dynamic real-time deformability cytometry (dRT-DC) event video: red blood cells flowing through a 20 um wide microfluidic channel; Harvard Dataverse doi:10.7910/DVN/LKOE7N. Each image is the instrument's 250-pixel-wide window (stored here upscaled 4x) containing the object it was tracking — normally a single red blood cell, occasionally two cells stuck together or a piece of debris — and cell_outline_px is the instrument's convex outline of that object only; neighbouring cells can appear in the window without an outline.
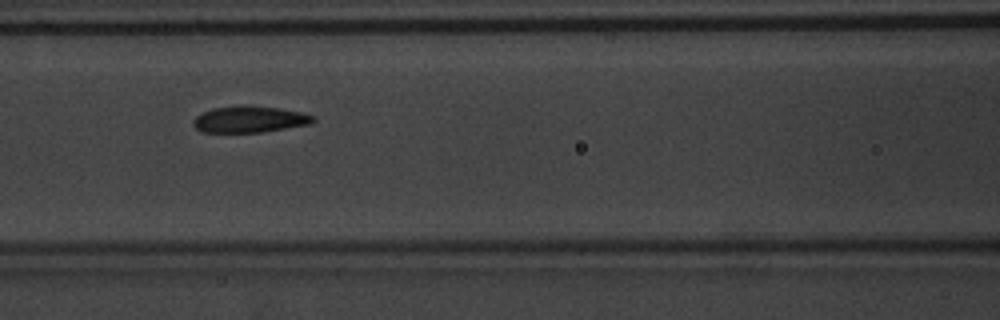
{"species": "common noctule bat (a hibernating species)", "species_latin": "Nyctalus noctula", "temperature_condition": "warm", "stored_images_in_passage": 36, "camera_frame_rate_fps": 3000, "um_per_image_px": 0.085, "animal": {"sex": "male", "body_mass_g": 20.1, "forearm_length_mm": 53.5}, "frame": {"image": 1, "passage_image": 13, "time_ms": 4.0, "image_size_px": [1000, 320], "cell_outline_px": [[316, 120], [312, 124], [260, 132], [200, 132], [192, 124], [192, 120], [196, 116], [212, 108], [244, 104], [280, 108], [300, 112], [316, 116]], "centroid_in_image_um": [21.22, 10.13], "position_along_channel_um": 145.4, "area_um2": 18.73}}
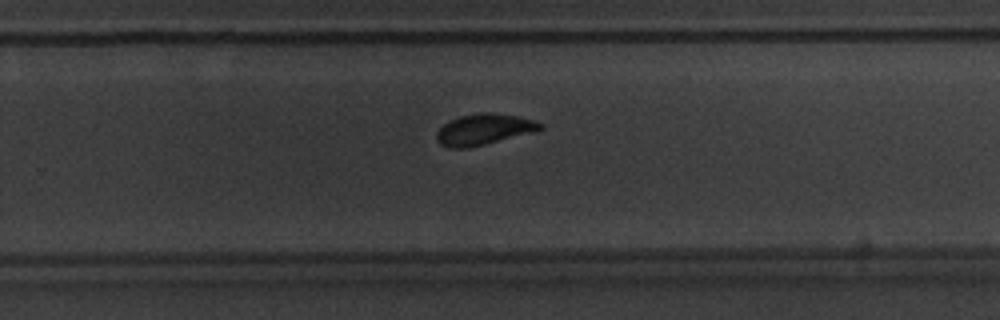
{"frame": {"image": 2, "passage_image": 24, "time_ms": 7.667, "image_size_px": [1000, 320], "cell_outline_px": [[544, 128], [532, 132], [468, 148], [448, 148], [440, 144], [436, 140], [436, 132], [448, 120], [460, 116], [480, 112], [488, 112], [516, 116], [536, 120], [544, 124]], "centroid_in_image_um": [41.1, 10.99], "position_along_channel_um": 288.7, "area_um2": 18.67}}
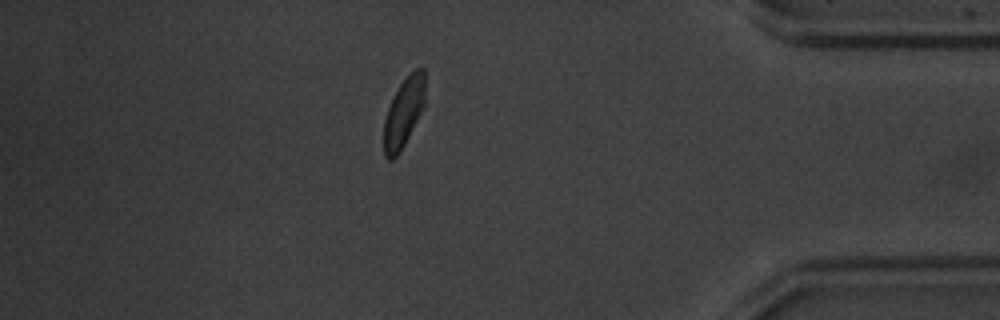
{"frame": {"image": 3, "passage_image": 35, "time_ms": 11.333, "image_size_px": [1000, 320], "cell_outline_px": [[424, 104], [400, 152], [392, 160], [388, 160], [384, 156], [384, 120], [388, 108], [400, 84], [416, 68], [424, 68]], "centroid_in_image_um": [34.29, 9.59], "position_along_channel_um": 400.9, "area_um2": 16.07}}